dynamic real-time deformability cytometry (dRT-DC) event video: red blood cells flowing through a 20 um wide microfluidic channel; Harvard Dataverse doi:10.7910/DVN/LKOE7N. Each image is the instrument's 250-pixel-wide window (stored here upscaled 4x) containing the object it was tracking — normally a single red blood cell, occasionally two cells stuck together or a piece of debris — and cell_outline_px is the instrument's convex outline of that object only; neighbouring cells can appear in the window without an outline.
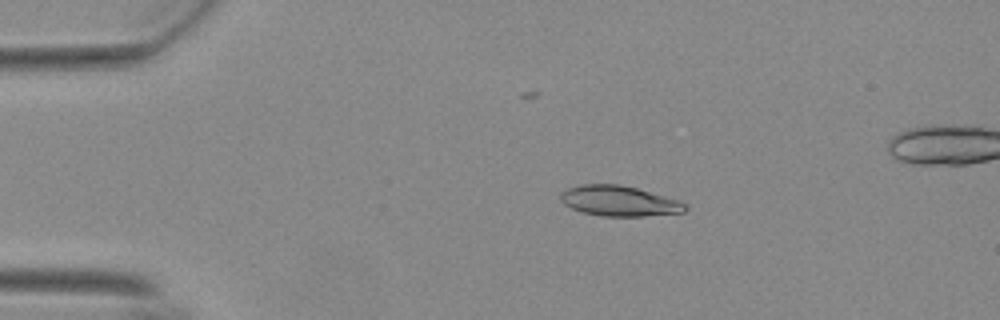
{"species": "Egyptian fruit bat (a non-hibernating species)", "species_latin": "Rousettus aegyptiacus", "temperature_condition": "warm", "stored_images_in_passage": 52, "camera_frame_rate_fps": 3000, "um_per_image_px": 0.085, "animal": {"sex": "female"}, "frame": {"image": 1, "passage_image": 9, "time_ms": 2.667, "image_size_px": [1000, 320], "cell_outline_px": [[688, 208], [684, 212], [644, 216], [600, 216], [580, 212], [564, 204], [560, 200], [560, 192], [568, 188], [580, 184], [620, 184], [636, 188], [680, 200], [688, 204]], "centroid_in_image_um": [52.62, 17.08], "position_along_channel_um": 32.4, "area_um2": 22.25}}
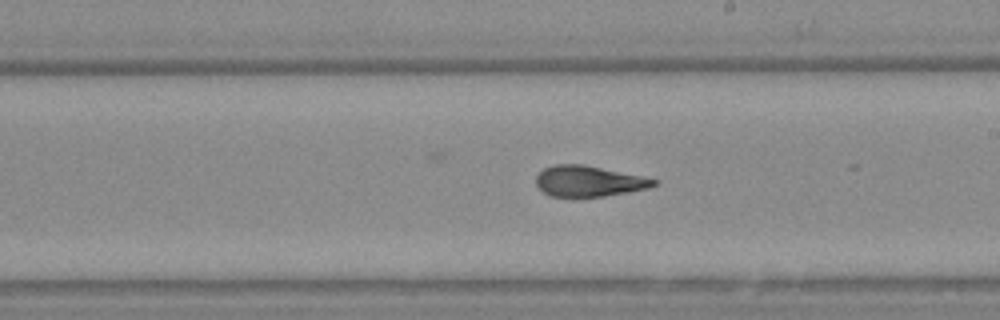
{"frame": {"image": 2, "passage_image": 30, "time_ms": 9.667, "image_size_px": [1000, 320], "cell_outline_px": [[660, 184], [648, 188], [628, 192], [604, 196], [572, 200], [548, 196], [536, 184], [536, 176], [544, 168], [552, 164], [584, 164], [660, 180]], "centroid_in_image_um": [50.02, 15.44], "position_along_channel_um": 239.0, "area_um2": 21.91}}
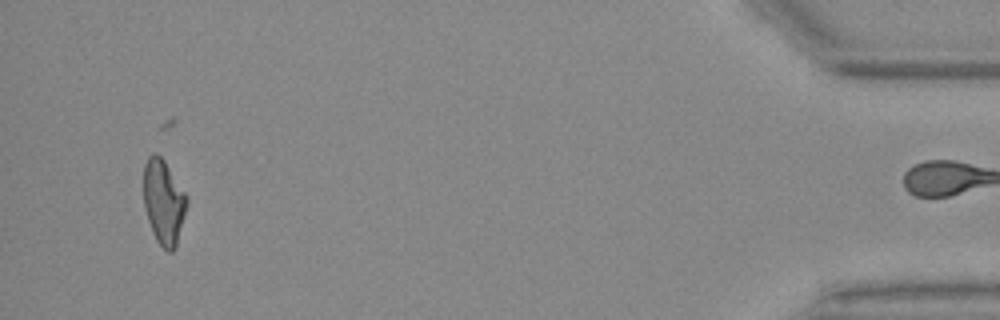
{"frame": {"image": 3, "passage_image": 51, "time_ms": 16.667, "image_size_px": [1000, 320], "cell_outline_px": [[188, 204], [176, 248], [172, 252], [168, 252], [156, 240], [152, 232], [148, 220], [144, 204], [144, 164], [148, 156], [152, 152], [156, 152], [164, 160], [188, 196]], "centroid_in_image_um": [13.92, 17.16], "position_along_channel_um": 421.3, "area_um2": 21.56}, "authors_computed_cell_mechanics": {"area_um2": 21.7328, "velocity_mm_per_s": 3.7056, "shape_relaxation_time_tau1_ms": 6.161, "shape_relaxation_time_tau2_ms": 1.9257, "deformation_change_tau1": 0.229, "deformation_change_tau2": 0.1129}}